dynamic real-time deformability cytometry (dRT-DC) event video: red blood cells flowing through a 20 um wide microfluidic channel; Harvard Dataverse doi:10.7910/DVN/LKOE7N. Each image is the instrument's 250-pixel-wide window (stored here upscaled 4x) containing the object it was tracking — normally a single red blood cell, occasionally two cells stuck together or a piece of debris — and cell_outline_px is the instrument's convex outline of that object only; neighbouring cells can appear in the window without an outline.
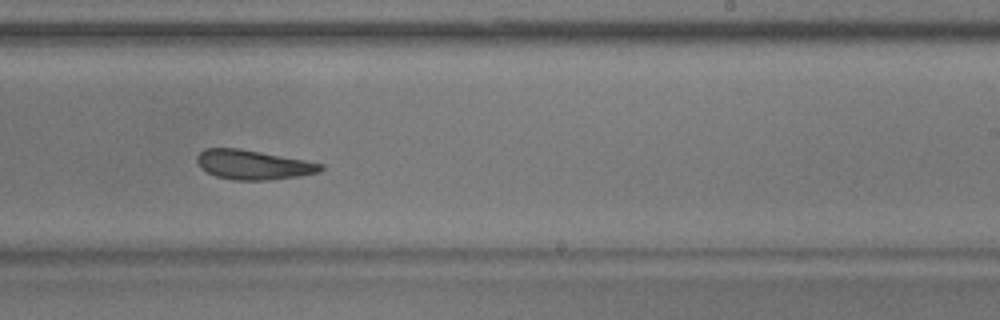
{"species": "common noctule bat (a hibernating species)", "species_latin": "Nyctalus noctula", "temperature_condition": "warm", "stored_images_in_passage": 35, "camera_frame_rate_fps": 3000, "um_per_image_px": 0.085, "animal": {"sex": "male", "body_mass_g": 17.9}, "frame": {"image": 1, "passage_image": 23, "time_ms": 7.333, "image_size_px": [1000, 320], "cell_outline_px": [[324, 168], [320, 172], [296, 176], [268, 180], [236, 180], [216, 176], [200, 168], [196, 160], [196, 156], [204, 148], [236, 148], [260, 152], [304, 160], [324, 164]], "centroid_in_image_um": [21.5, 14.0], "position_along_channel_um": 267.5, "area_um2": 21.04}, "authors_computed_cell_mechanics": {"area_um2": 21.7328, "velocity_mm_per_s": 3.7169, "shape_relaxation_time_tau1_ms": 3.9043, "shape_relaxation_time_tau2_ms": 2.3898, "deformation_change_tau1": 0.134, "deformation_change_tau2": 0.104}}